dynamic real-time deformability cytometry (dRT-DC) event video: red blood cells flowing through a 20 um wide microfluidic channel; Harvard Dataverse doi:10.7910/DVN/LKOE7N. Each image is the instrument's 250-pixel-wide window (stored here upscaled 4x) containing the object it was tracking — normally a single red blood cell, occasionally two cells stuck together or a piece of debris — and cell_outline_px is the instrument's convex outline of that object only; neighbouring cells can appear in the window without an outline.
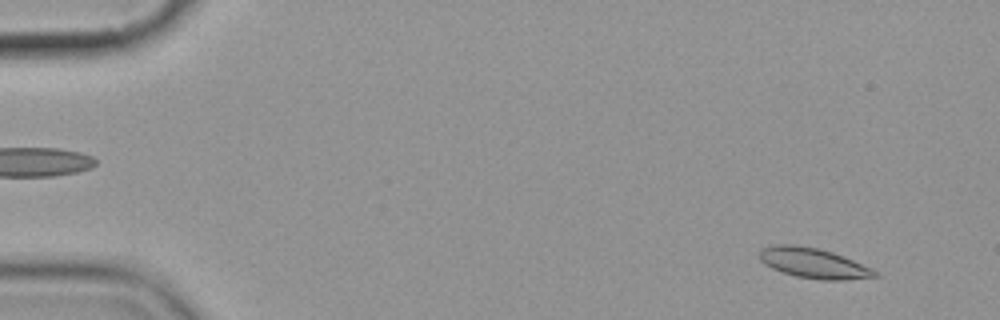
{"species": "common noctule bat (a hibernating species)", "species_latin": "Nyctalus noctula", "temperature_condition": "cold", "stored_images_in_passage": 5, "camera_frame_rate_fps": 3000, "um_per_image_px": 0.085, "animal": {"sex": "female", "body_mass_g": 19.9}, "frame": {"image": 1, "passage_image": 1, "time_ms": 0.0, "image_size_px": [1000, 320], "cell_outline_px": [[880, 276], [844, 280], [820, 280], [796, 276], [772, 268], [764, 264], [760, 260], [760, 248], [772, 244], [796, 244], [816, 248], [832, 252], [844, 256], [872, 268]], "centroid_in_image_um": [69.13, 22.35], "position_along_channel_um": 15.9, "area_um2": 20.35}}